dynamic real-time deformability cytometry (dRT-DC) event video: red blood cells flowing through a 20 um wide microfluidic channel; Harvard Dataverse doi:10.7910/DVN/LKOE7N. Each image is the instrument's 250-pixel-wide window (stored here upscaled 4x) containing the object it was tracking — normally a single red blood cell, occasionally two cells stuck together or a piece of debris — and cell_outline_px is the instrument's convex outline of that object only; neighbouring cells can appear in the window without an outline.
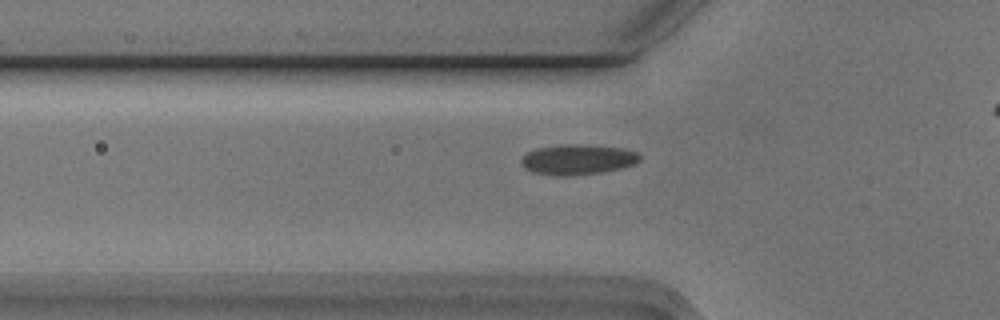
{"species": "Egyptian fruit bat (a non-hibernating species)", "species_latin": "Rousettus aegyptiacus", "temperature_condition": "cold", "stored_images_in_passage": 39, "camera_frame_rate_fps": 3000, "um_per_image_px": 0.085, "animal": {"sex": "male"}, "frame": {"image": 1, "passage_image": 9, "time_ms": 2.667, "image_size_px": [1000, 320], "cell_outline_px": [[640, 160], [632, 164], [620, 168], [600, 172], [568, 176], [556, 176], [532, 172], [524, 168], [520, 164], [520, 160], [528, 152], [536, 148], [564, 144], [580, 144], [624, 148], [636, 152], [640, 156]], "centroid_in_image_um": [49.06, 13.56], "position_along_channel_um": 76.7, "area_um2": 20.87}}
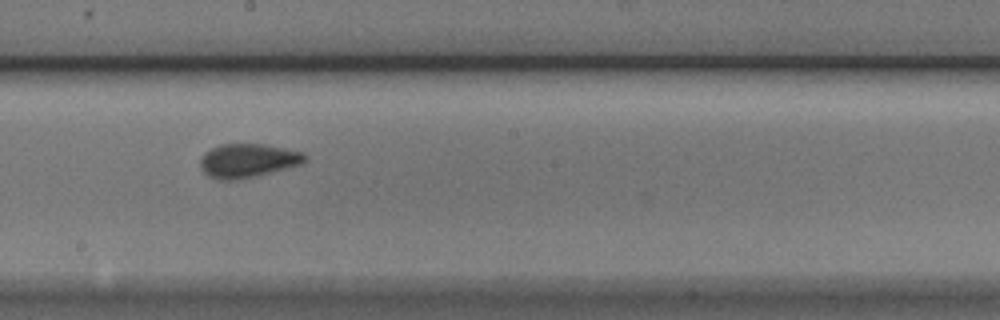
{"frame": {"image": 2, "passage_image": 21, "time_ms": 6.667, "image_size_px": [1000, 320], "cell_outline_px": [[308, 160], [300, 164], [256, 176], [236, 180], [216, 180], [208, 176], [200, 168], [200, 156], [204, 152], [220, 144], [264, 144], [304, 152], [308, 156]], "centroid_in_image_um": [21.04, 13.65], "position_along_channel_um": 227.2, "area_um2": 20.81}}
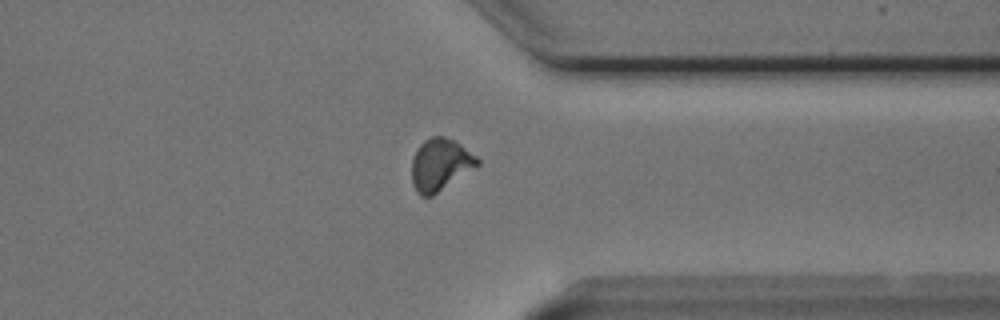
{"frame": {"image": 3, "passage_image": 33, "time_ms": 10.667, "image_size_px": [1000, 320], "cell_outline_px": [[480, 164], [432, 196], [420, 196], [416, 192], [412, 184], [412, 160], [416, 148], [424, 140], [432, 136], [444, 136], [460, 144], [476, 156], [480, 160]], "centroid_in_image_um": [37.39, 13.99], "position_along_channel_um": 374.0, "area_um2": 19.83}, "authors_computed_cell_mechanics": {"area_um2": 19.5942, "velocity_mm_per_s": 3.7493, "shape_relaxation_time_tau1_ms": 4.5448, "shape_relaxation_time_tau2_ms": 0.9501, "deformation_change_tau1": 0.1197, "deformation_change_tau2": 0.059}}